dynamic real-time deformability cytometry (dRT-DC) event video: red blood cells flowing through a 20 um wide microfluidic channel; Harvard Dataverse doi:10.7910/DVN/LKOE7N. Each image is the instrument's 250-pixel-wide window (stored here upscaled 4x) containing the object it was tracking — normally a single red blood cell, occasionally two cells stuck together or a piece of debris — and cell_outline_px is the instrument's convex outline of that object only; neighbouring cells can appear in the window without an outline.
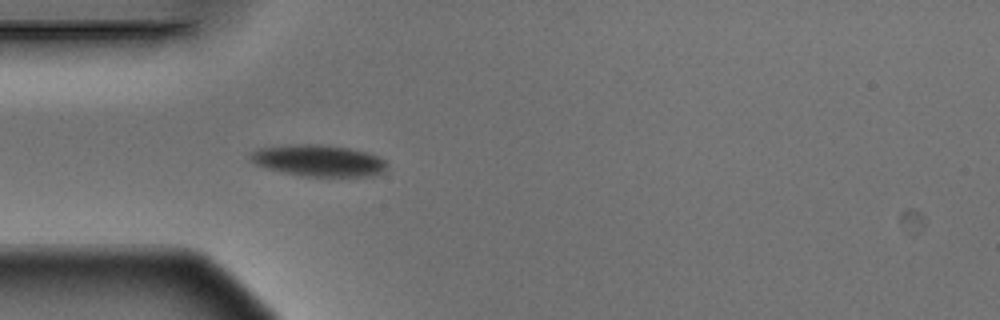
{"species": "Egyptian fruit bat (a non-hibernating species)", "species_latin": "Rousettus aegyptiacus", "temperature_condition": "warm", "stored_images_in_passage": 3, "camera_frame_rate_fps": 3000, "um_per_image_px": 0.085, "animal": {"sex": "male"}, "frame": {"image": 1, "passage_image": 3, "time_ms": 0.667, "image_size_px": [1000, 320], "cell_outline_px": [[388, 164], [384, 172], [372, 176], [304, 176], [284, 172], [268, 168], [256, 164], [248, 156], [248, 152], [260, 148], [288, 144], [320, 144], [348, 148], [380, 156]], "centroid_in_image_um": [27.08, 13.64], "position_along_channel_um": 57.9, "area_um2": 25.09}}